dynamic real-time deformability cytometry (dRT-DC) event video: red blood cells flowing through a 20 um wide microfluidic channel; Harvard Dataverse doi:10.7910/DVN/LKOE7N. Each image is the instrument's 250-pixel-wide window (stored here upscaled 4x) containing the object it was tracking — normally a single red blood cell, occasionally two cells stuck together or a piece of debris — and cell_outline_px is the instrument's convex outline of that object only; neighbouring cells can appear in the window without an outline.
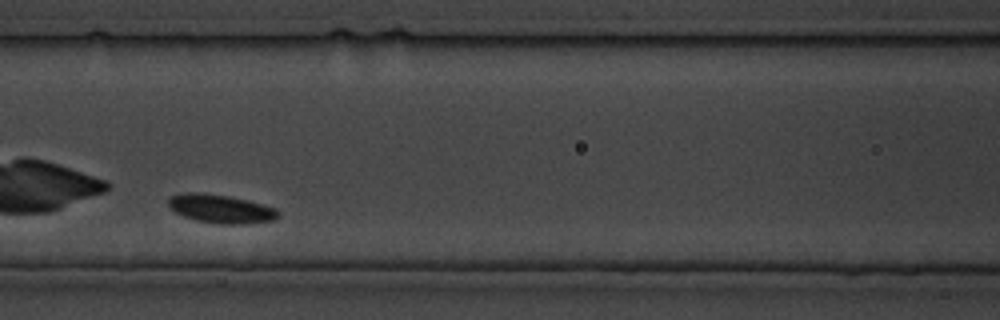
{"species": "common noctule bat (a hibernating species)", "species_latin": "Nyctalus noctula", "temperature_condition": "cold", "stored_images_in_passage": 20, "camera_frame_rate_fps": 3000, "um_per_image_px": 0.085, "animal": {"sex": "male", "body_mass_g": 19.5, "forearm_length_mm": 54.6}, "frame": {"image": 1, "passage_image": 6, "time_ms": 6.0, "image_size_px": [1000, 320], "cell_outline_px": [[280, 212], [272, 220], [248, 224], [216, 224], [196, 220], [184, 216], [176, 212], [168, 204], [168, 200], [172, 196], [184, 192], [200, 192], [228, 196], [248, 200], [276, 208]], "centroid_in_image_um": [18.77, 17.75], "position_along_channel_um": 147.8, "area_um2": 18.21}}
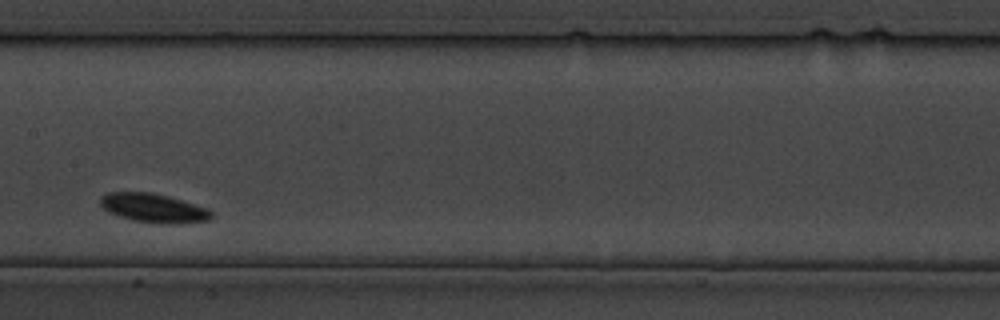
{"frame": {"image": 2, "passage_image": 9, "time_ms": 9.333, "image_size_px": [1000, 320], "cell_outline_px": [[212, 216], [208, 220], [180, 224], [156, 224], [132, 220], [108, 212], [100, 204], [100, 196], [108, 192], [152, 192], [168, 196], [208, 208], [212, 212]], "centroid_in_image_um": [13.05, 17.69], "position_along_channel_um": 194.4, "area_um2": 18.9}}
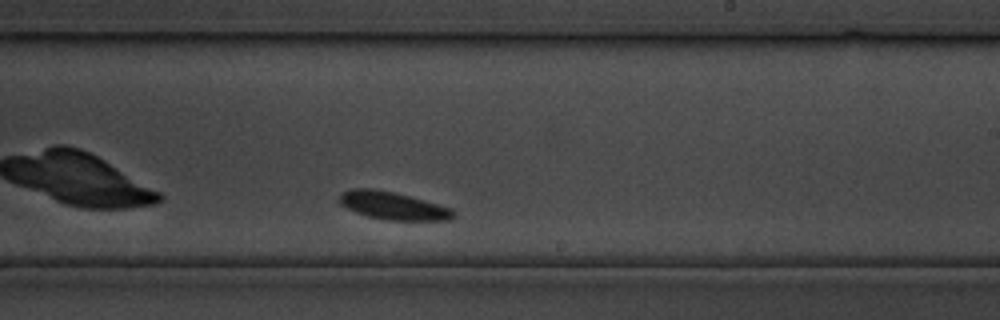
{"frame": {"image": 3, "passage_image": 12, "time_ms": 13.667, "image_size_px": [1000, 320], "cell_outline_px": [[456, 212], [452, 220], [388, 220], [368, 216], [356, 212], [348, 208], [340, 200], [340, 196], [344, 192], [352, 188], [372, 188], [392, 192], [424, 200], [452, 208]], "centroid_in_image_um": [33.47, 17.49], "position_along_channel_um": 255.5, "area_um2": 18.09}}